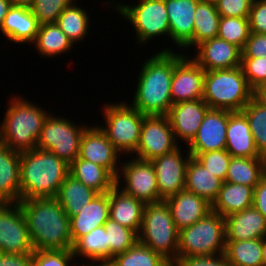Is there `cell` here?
<instances>
[{
  "label": "cell",
  "mask_w": 266,
  "mask_h": 266,
  "mask_svg": "<svg viewBox=\"0 0 266 266\" xmlns=\"http://www.w3.org/2000/svg\"><path fill=\"white\" fill-rule=\"evenodd\" d=\"M179 231L165 200L145 204L138 242L160 254L169 263L177 260Z\"/></svg>",
  "instance_id": "obj_6"
},
{
  "label": "cell",
  "mask_w": 266,
  "mask_h": 266,
  "mask_svg": "<svg viewBox=\"0 0 266 266\" xmlns=\"http://www.w3.org/2000/svg\"><path fill=\"white\" fill-rule=\"evenodd\" d=\"M111 260L116 266H167L169 264L160 254L140 242Z\"/></svg>",
  "instance_id": "obj_39"
},
{
  "label": "cell",
  "mask_w": 266,
  "mask_h": 266,
  "mask_svg": "<svg viewBox=\"0 0 266 266\" xmlns=\"http://www.w3.org/2000/svg\"><path fill=\"white\" fill-rule=\"evenodd\" d=\"M253 94L241 67L205 71L202 100L211 109L242 111Z\"/></svg>",
  "instance_id": "obj_5"
},
{
  "label": "cell",
  "mask_w": 266,
  "mask_h": 266,
  "mask_svg": "<svg viewBox=\"0 0 266 266\" xmlns=\"http://www.w3.org/2000/svg\"><path fill=\"white\" fill-rule=\"evenodd\" d=\"M33 45L40 55L47 58L68 52L74 44L56 23H50L39 26Z\"/></svg>",
  "instance_id": "obj_33"
},
{
  "label": "cell",
  "mask_w": 266,
  "mask_h": 266,
  "mask_svg": "<svg viewBox=\"0 0 266 266\" xmlns=\"http://www.w3.org/2000/svg\"><path fill=\"white\" fill-rule=\"evenodd\" d=\"M75 259L88 258L92 262L109 260V246L104 225L96 227L87 235L78 238L72 247Z\"/></svg>",
  "instance_id": "obj_34"
},
{
  "label": "cell",
  "mask_w": 266,
  "mask_h": 266,
  "mask_svg": "<svg viewBox=\"0 0 266 266\" xmlns=\"http://www.w3.org/2000/svg\"><path fill=\"white\" fill-rule=\"evenodd\" d=\"M176 266H232L224 254L216 256H197L178 258Z\"/></svg>",
  "instance_id": "obj_49"
},
{
  "label": "cell",
  "mask_w": 266,
  "mask_h": 266,
  "mask_svg": "<svg viewBox=\"0 0 266 266\" xmlns=\"http://www.w3.org/2000/svg\"><path fill=\"white\" fill-rule=\"evenodd\" d=\"M0 266H32V254L0 252Z\"/></svg>",
  "instance_id": "obj_51"
},
{
  "label": "cell",
  "mask_w": 266,
  "mask_h": 266,
  "mask_svg": "<svg viewBox=\"0 0 266 266\" xmlns=\"http://www.w3.org/2000/svg\"><path fill=\"white\" fill-rule=\"evenodd\" d=\"M137 5H127L109 2L116 11L132 24L137 34L139 45L149 43L154 37L168 35L170 25L164 0H137Z\"/></svg>",
  "instance_id": "obj_9"
},
{
  "label": "cell",
  "mask_w": 266,
  "mask_h": 266,
  "mask_svg": "<svg viewBox=\"0 0 266 266\" xmlns=\"http://www.w3.org/2000/svg\"><path fill=\"white\" fill-rule=\"evenodd\" d=\"M35 251L71 250L70 218L55 197L20 200Z\"/></svg>",
  "instance_id": "obj_1"
},
{
  "label": "cell",
  "mask_w": 266,
  "mask_h": 266,
  "mask_svg": "<svg viewBox=\"0 0 266 266\" xmlns=\"http://www.w3.org/2000/svg\"><path fill=\"white\" fill-rule=\"evenodd\" d=\"M248 19L250 32L266 34V0H253Z\"/></svg>",
  "instance_id": "obj_47"
},
{
  "label": "cell",
  "mask_w": 266,
  "mask_h": 266,
  "mask_svg": "<svg viewBox=\"0 0 266 266\" xmlns=\"http://www.w3.org/2000/svg\"><path fill=\"white\" fill-rule=\"evenodd\" d=\"M240 67L253 90L266 84V58H241Z\"/></svg>",
  "instance_id": "obj_44"
},
{
  "label": "cell",
  "mask_w": 266,
  "mask_h": 266,
  "mask_svg": "<svg viewBox=\"0 0 266 266\" xmlns=\"http://www.w3.org/2000/svg\"><path fill=\"white\" fill-rule=\"evenodd\" d=\"M254 188L244 184L223 182L211 210L224 218L253 206Z\"/></svg>",
  "instance_id": "obj_28"
},
{
  "label": "cell",
  "mask_w": 266,
  "mask_h": 266,
  "mask_svg": "<svg viewBox=\"0 0 266 266\" xmlns=\"http://www.w3.org/2000/svg\"><path fill=\"white\" fill-rule=\"evenodd\" d=\"M224 255L232 266H263L262 239L226 241Z\"/></svg>",
  "instance_id": "obj_36"
},
{
  "label": "cell",
  "mask_w": 266,
  "mask_h": 266,
  "mask_svg": "<svg viewBox=\"0 0 266 266\" xmlns=\"http://www.w3.org/2000/svg\"><path fill=\"white\" fill-rule=\"evenodd\" d=\"M35 0H10L11 5L24 6L30 8Z\"/></svg>",
  "instance_id": "obj_54"
},
{
  "label": "cell",
  "mask_w": 266,
  "mask_h": 266,
  "mask_svg": "<svg viewBox=\"0 0 266 266\" xmlns=\"http://www.w3.org/2000/svg\"><path fill=\"white\" fill-rule=\"evenodd\" d=\"M119 153L100 126L85 128L80 141L78 158L102 166L116 178L120 168L117 165L120 163L118 156L120 157L121 154Z\"/></svg>",
  "instance_id": "obj_16"
},
{
  "label": "cell",
  "mask_w": 266,
  "mask_h": 266,
  "mask_svg": "<svg viewBox=\"0 0 266 266\" xmlns=\"http://www.w3.org/2000/svg\"><path fill=\"white\" fill-rule=\"evenodd\" d=\"M203 1L211 2V3H216L218 0H203Z\"/></svg>",
  "instance_id": "obj_57"
},
{
  "label": "cell",
  "mask_w": 266,
  "mask_h": 266,
  "mask_svg": "<svg viewBox=\"0 0 266 266\" xmlns=\"http://www.w3.org/2000/svg\"><path fill=\"white\" fill-rule=\"evenodd\" d=\"M176 53V66L172 75V103L203 98L205 70L192 58Z\"/></svg>",
  "instance_id": "obj_14"
},
{
  "label": "cell",
  "mask_w": 266,
  "mask_h": 266,
  "mask_svg": "<svg viewBox=\"0 0 266 266\" xmlns=\"http://www.w3.org/2000/svg\"><path fill=\"white\" fill-rule=\"evenodd\" d=\"M253 206L266 220V174L260 179L259 183L254 188Z\"/></svg>",
  "instance_id": "obj_50"
},
{
  "label": "cell",
  "mask_w": 266,
  "mask_h": 266,
  "mask_svg": "<svg viewBox=\"0 0 266 266\" xmlns=\"http://www.w3.org/2000/svg\"><path fill=\"white\" fill-rule=\"evenodd\" d=\"M39 26L30 8L12 5L3 20L0 32L9 41L27 44L35 41Z\"/></svg>",
  "instance_id": "obj_25"
},
{
  "label": "cell",
  "mask_w": 266,
  "mask_h": 266,
  "mask_svg": "<svg viewBox=\"0 0 266 266\" xmlns=\"http://www.w3.org/2000/svg\"><path fill=\"white\" fill-rule=\"evenodd\" d=\"M0 125V142L11 150L25 152L35 149L49 111L21 97H14Z\"/></svg>",
  "instance_id": "obj_4"
},
{
  "label": "cell",
  "mask_w": 266,
  "mask_h": 266,
  "mask_svg": "<svg viewBox=\"0 0 266 266\" xmlns=\"http://www.w3.org/2000/svg\"><path fill=\"white\" fill-rule=\"evenodd\" d=\"M70 165L49 150L20 153V200L55 197Z\"/></svg>",
  "instance_id": "obj_3"
},
{
  "label": "cell",
  "mask_w": 266,
  "mask_h": 266,
  "mask_svg": "<svg viewBox=\"0 0 266 266\" xmlns=\"http://www.w3.org/2000/svg\"><path fill=\"white\" fill-rule=\"evenodd\" d=\"M172 49H163L142 65L139 71L133 102L130 105L145 116L167 115L173 105L171 82L176 53Z\"/></svg>",
  "instance_id": "obj_2"
},
{
  "label": "cell",
  "mask_w": 266,
  "mask_h": 266,
  "mask_svg": "<svg viewBox=\"0 0 266 266\" xmlns=\"http://www.w3.org/2000/svg\"><path fill=\"white\" fill-rule=\"evenodd\" d=\"M214 176L225 182L231 155L226 149L190 154Z\"/></svg>",
  "instance_id": "obj_42"
},
{
  "label": "cell",
  "mask_w": 266,
  "mask_h": 266,
  "mask_svg": "<svg viewBox=\"0 0 266 266\" xmlns=\"http://www.w3.org/2000/svg\"><path fill=\"white\" fill-rule=\"evenodd\" d=\"M145 204L120 190L115 185L109 191V219L128 227L139 234Z\"/></svg>",
  "instance_id": "obj_26"
},
{
  "label": "cell",
  "mask_w": 266,
  "mask_h": 266,
  "mask_svg": "<svg viewBox=\"0 0 266 266\" xmlns=\"http://www.w3.org/2000/svg\"><path fill=\"white\" fill-rule=\"evenodd\" d=\"M230 111L209 108L204 115L199 130L194 139L188 144L190 154L226 148V130Z\"/></svg>",
  "instance_id": "obj_17"
},
{
  "label": "cell",
  "mask_w": 266,
  "mask_h": 266,
  "mask_svg": "<svg viewBox=\"0 0 266 266\" xmlns=\"http://www.w3.org/2000/svg\"><path fill=\"white\" fill-rule=\"evenodd\" d=\"M102 109L106 123L100 128L105 132L108 140L120 154L121 152L129 153V156L134 154L140 141L145 115L126 102L108 103Z\"/></svg>",
  "instance_id": "obj_8"
},
{
  "label": "cell",
  "mask_w": 266,
  "mask_h": 266,
  "mask_svg": "<svg viewBox=\"0 0 266 266\" xmlns=\"http://www.w3.org/2000/svg\"><path fill=\"white\" fill-rule=\"evenodd\" d=\"M109 219V192L97 194L80 212L70 217L72 244Z\"/></svg>",
  "instance_id": "obj_23"
},
{
  "label": "cell",
  "mask_w": 266,
  "mask_h": 266,
  "mask_svg": "<svg viewBox=\"0 0 266 266\" xmlns=\"http://www.w3.org/2000/svg\"><path fill=\"white\" fill-rule=\"evenodd\" d=\"M196 51L192 59L205 71L232 69L241 65V49L218 36L197 45Z\"/></svg>",
  "instance_id": "obj_18"
},
{
  "label": "cell",
  "mask_w": 266,
  "mask_h": 266,
  "mask_svg": "<svg viewBox=\"0 0 266 266\" xmlns=\"http://www.w3.org/2000/svg\"><path fill=\"white\" fill-rule=\"evenodd\" d=\"M69 174L98 193H107L116 185V178L107 169L80 158L70 164Z\"/></svg>",
  "instance_id": "obj_31"
},
{
  "label": "cell",
  "mask_w": 266,
  "mask_h": 266,
  "mask_svg": "<svg viewBox=\"0 0 266 266\" xmlns=\"http://www.w3.org/2000/svg\"><path fill=\"white\" fill-rule=\"evenodd\" d=\"M208 109L202 99L179 102L170 107L167 117L176 142L179 138L189 144L194 139Z\"/></svg>",
  "instance_id": "obj_19"
},
{
  "label": "cell",
  "mask_w": 266,
  "mask_h": 266,
  "mask_svg": "<svg viewBox=\"0 0 266 266\" xmlns=\"http://www.w3.org/2000/svg\"><path fill=\"white\" fill-rule=\"evenodd\" d=\"M178 231L187 228L211 211V204L186 189L165 200Z\"/></svg>",
  "instance_id": "obj_21"
},
{
  "label": "cell",
  "mask_w": 266,
  "mask_h": 266,
  "mask_svg": "<svg viewBox=\"0 0 266 266\" xmlns=\"http://www.w3.org/2000/svg\"><path fill=\"white\" fill-rule=\"evenodd\" d=\"M34 251L19 203H0V252L32 254Z\"/></svg>",
  "instance_id": "obj_12"
},
{
  "label": "cell",
  "mask_w": 266,
  "mask_h": 266,
  "mask_svg": "<svg viewBox=\"0 0 266 266\" xmlns=\"http://www.w3.org/2000/svg\"><path fill=\"white\" fill-rule=\"evenodd\" d=\"M180 145L176 142L167 115L144 116L136 158L149 160L171 153Z\"/></svg>",
  "instance_id": "obj_13"
},
{
  "label": "cell",
  "mask_w": 266,
  "mask_h": 266,
  "mask_svg": "<svg viewBox=\"0 0 266 266\" xmlns=\"http://www.w3.org/2000/svg\"><path fill=\"white\" fill-rule=\"evenodd\" d=\"M253 97L266 107V84L257 87L254 90Z\"/></svg>",
  "instance_id": "obj_52"
},
{
  "label": "cell",
  "mask_w": 266,
  "mask_h": 266,
  "mask_svg": "<svg viewBox=\"0 0 266 266\" xmlns=\"http://www.w3.org/2000/svg\"><path fill=\"white\" fill-rule=\"evenodd\" d=\"M99 194L93 188L86 186L72 175H68L55 196L58 203L69 218L80 212L81 208Z\"/></svg>",
  "instance_id": "obj_30"
},
{
  "label": "cell",
  "mask_w": 266,
  "mask_h": 266,
  "mask_svg": "<svg viewBox=\"0 0 266 266\" xmlns=\"http://www.w3.org/2000/svg\"><path fill=\"white\" fill-rule=\"evenodd\" d=\"M242 112L247 117L260 157L266 159V107L253 97Z\"/></svg>",
  "instance_id": "obj_38"
},
{
  "label": "cell",
  "mask_w": 266,
  "mask_h": 266,
  "mask_svg": "<svg viewBox=\"0 0 266 266\" xmlns=\"http://www.w3.org/2000/svg\"><path fill=\"white\" fill-rule=\"evenodd\" d=\"M200 0H164L170 38L180 49L193 48L194 14Z\"/></svg>",
  "instance_id": "obj_20"
},
{
  "label": "cell",
  "mask_w": 266,
  "mask_h": 266,
  "mask_svg": "<svg viewBox=\"0 0 266 266\" xmlns=\"http://www.w3.org/2000/svg\"><path fill=\"white\" fill-rule=\"evenodd\" d=\"M183 156L184 154H181L180 147H178L171 153L151 160L156 172L159 196L162 200L185 189L186 168L192 156L189 152L185 157Z\"/></svg>",
  "instance_id": "obj_15"
},
{
  "label": "cell",
  "mask_w": 266,
  "mask_h": 266,
  "mask_svg": "<svg viewBox=\"0 0 266 266\" xmlns=\"http://www.w3.org/2000/svg\"><path fill=\"white\" fill-rule=\"evenodd\" d=\"M104 227L109 246V260L120 253H124L138 242V234L118 222L108 219Z\"/></svg>",
  "instance_id": "obj_40"
},
{
  "label": "cell",
  "mask_w": 266,
  "mask_h": 266,
  "mask_svg": "<svg viewBox=\"0 0 266 266\" xmlns=\"http://www.w3.org/2000/svg\"><path fill=\"white\" fill-rule=\"evenodd\" d=\"M225 245V218L211 210L193 225L179 231L177 259L224 254Z\"/></svg>",
  "instance_id": "obj_7"
},
{
  "label": "cell",
  "mask_w": 266,
  "mask_h": 266,
  "mask_svg": "<svg viewBox=\"0 0 266 266\" xmlns=\"http://www.w3.org/2000/svg\"><path fill=\"white\" fill-rule=\"evenodd\" d=\"M72 250H41L32 253V266H69Z\"/></svg>",
  "instance_id": "obj_45"
},
{
  "label": "cell",
  "mask_w": 266,
  "mask_h": 266,
  "mask_svg": "<svg viewBox=\"0 0 266 266\" xmlns=\"http://www.w3.org/2000/svg\"><path fill=\"white\" fill-rule=\"evenodd\" d=\"M262 259L263 266H266V236L262 238Z\"/></svg>",
  "instance_id": "obj_56"
},
{
  "label": "cell",
  "mask_w": 266,
  "mask_h": 266,
  "mask_svg": "<svg viewBox=\"0 0 266 266\" xmlns=\"http://www.w3.org/2000/svg\"><path fill=\"white\" fill-rule=\"evenodd\" d=\"M86 127L50 113L44 121L36 148L49 150L70 165L78 158L80 141Z\"/></svg>",
  "instance_id": "obj_10"
},
{
  "label": "cell",
  "mask_w": 266,
  "mask_h": 266,
  "mask_svg": "<svg viewBox=\"0 0 266 266\" xmlns=\"http://www.w3.org/2000/svg\"><path fill=\"white\" fill-rule=\"evenodd\" d=\"M241 58H266V34L250 32L243 47Z\"/></svg>",
  "instance_id": "obj_48"
},
{
  "label": "cell",
  "mask_w": 266,
  "mask_h": 266,
  "mask_svg": "<svg viewBox=\"0 0 266 266\" xmlns=\"http://www.w3.org/2000/svg\"><path fill=\"white\" fill-rule=\"evenodd\" d=\"M120 165L116 185H121L122 178L125 180L122 181L125 186L121 191L144 204L163 201L159 196L156 172L151 161L134 157Z\"/></svg>",
  "instance_id": "obj_11"
},
{
  "label": "cell",
  "mask_w": 266,
  "mask_h": 266,
  "mask_svg": "<svg viewBox=\"0 0 266 266\" xmlns=\"http://www.w3.org/2000/svg\"><path fill=\"white\" fill-rule=\"evenodd\" d=\"M223 181L214 176L193 157L186 168L185 189L205 199L209 204L216 200Z\"/></svg>",
  "instance_id": "obj_29"
},
{
  "label": "cell",
  "mask_w": 266,
  "mask_h": 266,
  "mask_svg": "<svg viewBox=\"0 0 266 266\" xmlns=\"http://www.w3.org/2000/svg\"><path fill=\"white\" fill-rule=\"evenodd\" d=\"M226 241L262 239L266 236L264 216L251 206L225 217Z\"/></svg>",
  "instance_id": "obj_24"
},
{
  "label": "cell",
  "mask_w": 266,
  "mask_h": 266,
  "mask_svg": "<svg viewBox=\"0 0 266 266\" xmlns=\"http://www.w3.org/2000/svg\"><path fill=\"white\" fill-rule=\"evenodd\" d=\"M265 174V158L231 157L225 181L255 188Z\"/></svg>",
  "instance_id": "obj_32"
},
{
  "label": "cell",
  "mask_w": 266,
  "mask_h": 266,
  "mask_svg": "<svg viewBox=\"0 0 266 266\" xmlns=\"http://www.w3.org/2000/svg\"><path fill=\"white\" fill-rule=\"evenodd\" d=\"M232 157H260L250 125L242 111H230L226 130V148Z\"/></svg>",
  "instance_id": "obj_22"
},
{
  "label": "cell",
  "mask_w": 266,
  "mask_h": 266,
  "mask_svg": "<svg viewBox=\"0 0 266 266\" xmlns=\"http://www.w3.org/2000/svg\"><path fill=\"white\" fill-rule=\"evenodd\" d=\"M250 34L248 18L221 16L218 37L243 49Z\"/></svg>",
  "instance_id": "obj_41"
},
{
  "label": "cell",
  "mask_w": 266,
  "mask_h": 266,
  "mask_svg": "<svg viewBox=\"0 0 266 266\" xmlns=\"http://www.w3.org/2000/svg\"><path fill=\"white\" fill-rule=\"evenodd\" d=\"M11 6L10 0H0V27Z\"/></svg>",
  "instance_id": "obj_53"
},
{
  "label": "cell",
  "mask_w": 266,
  "mask_h": 266,
  "mask_svg": "<svg viewBox=\"0 0 266 266\" xmlns=\"http://www.w3.org/2000/svg\"><path fill=\"white\" fill-rule=\"evenodd\" d=\"M74 2L76 0H35L30 9L39 25L50 24L56 23L63 10Z\"/></svg>",
  "instance_id": "obj_43"
},
{
  "label": "cell",
  "mask_w": 266,
  "mask_h": 266,
  "mask_svg": "<svg viewBox=\"0 0 266 266\" xmlns=\"http://www.w3.org/2000/svg\"><path fill=\"white\" fill-rule=\"evenodd\" d=\"M167 266H176L174 263H169Z\"/></svg>",
  "instance_id": "obj_58"
},
{
  "label": "cell",
  "mask_w": 266,
  "mask_h": 266,
  "mask_svg": "<svg viewBox=\"0 0 266 266\" xmlns=\"http://www.w3.org/2000/svg\"><path fill=\"white\" fill-rule=\"evenodd\" d=\"M20 196V152L0 142V203H18Z\"/></svg>",
  "instance_id": "obj_27"
},
{
  "label": "cell",
  "mask_w": 266,
  "mask_h": 266,
  "mask_svg": "<svg viewBox=\"0 0 266 266\" xmlns=\"http://www.w3.org/2000/svg\"><path fill=\"white\" fill-rule=\"evenodd\" d=\"M220 14L216 10L215 3L200 0L194 14V48L203 41L218 36Z\"/></svg>",
  "instance_id": "obj_35"
},
{
  "label": "cell",
  "mask_w": 266,
  "mask_h": 266,
  "mask_svg": "<svg viewBox=\"0 0 266 266\" xmlns=\"http://www.w3.org/2000/svg\"><path fill=\"white\" fill-rule=\"evenodd\" d=\"M67 6L59 15L56 24L67 35L72 44L82 41L89 31V15L82 6Z\"/></svg>",
  "instance_id": "obj_37"
},
{
  "label": "cell",
  "mask_w": 266,
  "mask_h": 266,
  "mask_svg": "<svg viewBox=\"0 0 266 266\" xmlns=\"http://www.w3.org/2000/svg\"><path fill=\"white\" fill-rule=\"evenodd\" d=\"M253 0H218L215 3L220 16L248 18Z\"/></svg>",
  "instance_id": "obj_46"
},
{
  "label": "cell",
  "mask_w": 266,
  "mask_h": 266,
  "mask_svg": "<svg viewBox=\"0 0 266 266\" xmlns=\"http://www.w3.org/2000/svg\"><path fill=\"white\" fill-rule=\"evenodd\" d=\"M99 262V265H98ZM94 263V264H93ZM93 263H89L90 266H116L112 260H105V261H95ZM97 263V264H96ZM96 264V265H95Z\"/></svg>",
  "instance_id": "obj_55"
}]
</instances>
